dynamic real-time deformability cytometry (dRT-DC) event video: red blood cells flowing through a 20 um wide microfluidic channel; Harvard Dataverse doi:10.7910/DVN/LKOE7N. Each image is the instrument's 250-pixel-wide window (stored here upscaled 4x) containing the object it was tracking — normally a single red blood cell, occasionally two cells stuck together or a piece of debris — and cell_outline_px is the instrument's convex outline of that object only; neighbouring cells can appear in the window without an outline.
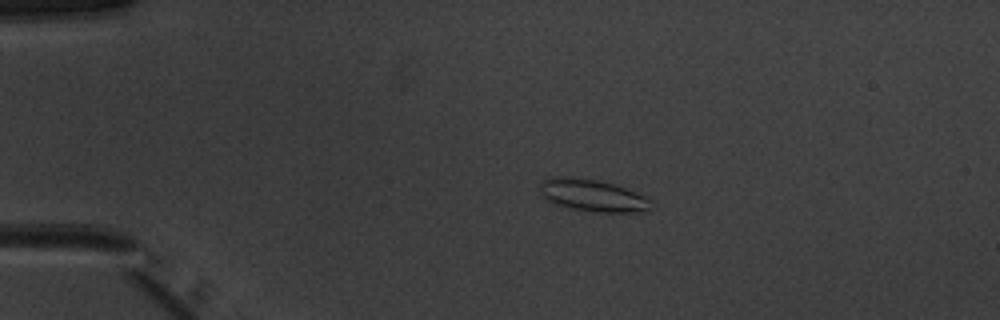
{"species": "common noctule bat (a hibernating species)", "species_latin": "Nyctalus noctula", "temperature_condition": "warm", "stored_images_in_passage": 50, "camera_frame_rate_fps": 3000, "um_per_image_px": 0.085, "animal": {"sex": "male", "body_mass_g": 20.1, "forearm_length_mm": 53.5}, "frame": {"image": 1, "passage_image": 10, "time_ms": 3.0, "image_size_px": [1000, 320], "cell_outline_px": [[652, 208], [648, 212], [596, 212], [572, 208], [556, 204], [544, 200], [540, 192], [540, 184], [544, 180], [552, 176], [564, 176], [596, 180], [612, 184], [636, 192], [644, 196], [648, 200]], "centroid_in_image_um": [50.34, 16.62], "position_along_channel_um": 34.7, "area_um2": 20.69}}
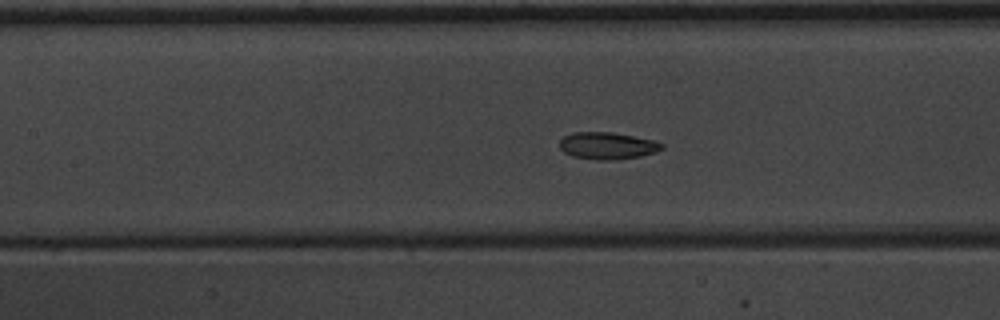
{"frame": {"image": 2, "passage_image": 23, "time_ms": 7.333, "image_size_px": [1000, 320], "cell_outline_px": [[664, 148], [656, 152], [640, 156], [616, 160], [596, 160], [572, 156], [564, 152], [560, 148], [560, 140], [564, 136], [572, 132], [612, 132], [652, 140], [664, 144]], "centroid_in_image_um": [51.62, 12.39], "position_along_channel_um": 155.8, "area_um2": 16.13}}
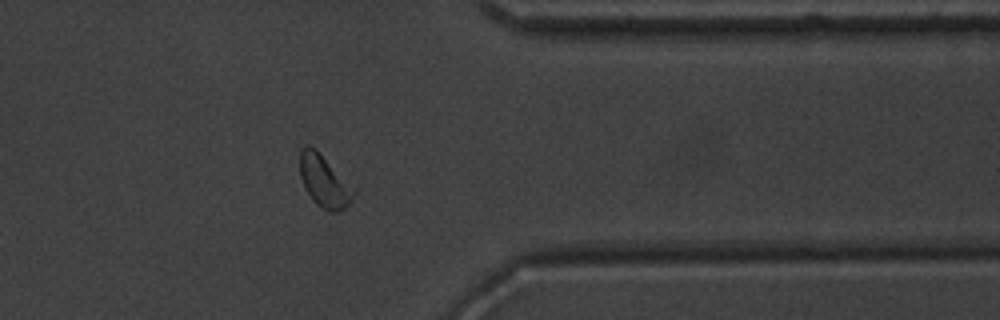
{"frame": {"image": 3, "passage_image": 41, "time_ms": 13.333, "image_size_px": [1000, 320], "cell_outline_px": [[356, 192], [348, 204], [340, 212], [328, 212], [316, 204], [312, 200], [300, 176], [300, 148], [304, 144], [308, 144], [316, 148], [356, 188]], "centroid_in_image_um": [27.57, 15.37], "position_along_channel_um": 383.8, "area_um2": 16.65}, "authors_computed_cell_mechanics": {"area_um2": 16.3285, "velocity_mm_per_s": 3.9495, "shape_relaxation_time_tau1_ms": 2.694, "shape_relaxation_time_tau2_ms": 3.903, "deformation_change_tau1": 0.0778, "deformation_change_tau2": 0.0847}}